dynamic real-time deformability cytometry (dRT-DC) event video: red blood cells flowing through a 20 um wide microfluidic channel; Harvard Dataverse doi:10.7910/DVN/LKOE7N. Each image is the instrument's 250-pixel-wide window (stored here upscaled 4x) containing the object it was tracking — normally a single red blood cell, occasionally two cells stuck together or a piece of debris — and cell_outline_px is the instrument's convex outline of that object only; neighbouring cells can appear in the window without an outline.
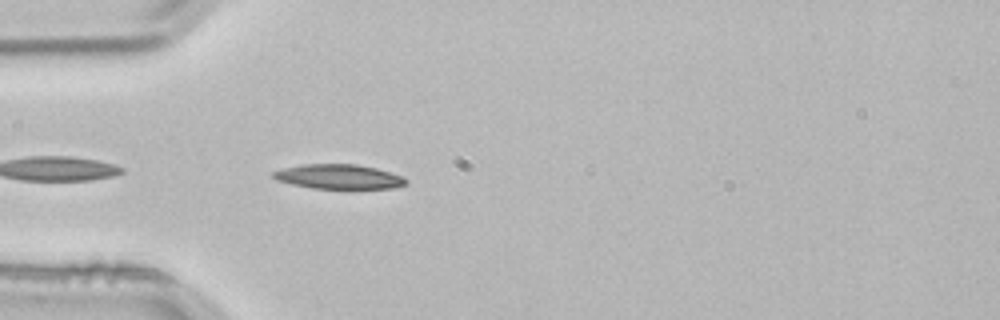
{"species": "common noctule bat (a hibernating species)", "species_latin": "Nyctalus noctula", "temperature_condition": "room temperature", "stored_images_in_passage": 2, "camera_frame_rate_fps": 3000, "um_per_image_px": 0.085, "animal": {"sex": "male", "body_mass_g": 21.5, "forearm_length_mm": 52.0}, "frame": {"image": 1, "passage_image": 2, "time_ms": 0.333, "image_size_px": [1000, 320], "cell_outline_px": [[408, 184], [392, 188], [312, 188], [292, 184], [276, 180], [272, 176], [272, 172], [284, 168], [300, 164], [356, 164], [376, 168], [404, 176], [408, 180]], "centroid_in_image_um": [28.81, 15.01], "position_along_channel_um": 56.2, "area_um2": 19.02}}